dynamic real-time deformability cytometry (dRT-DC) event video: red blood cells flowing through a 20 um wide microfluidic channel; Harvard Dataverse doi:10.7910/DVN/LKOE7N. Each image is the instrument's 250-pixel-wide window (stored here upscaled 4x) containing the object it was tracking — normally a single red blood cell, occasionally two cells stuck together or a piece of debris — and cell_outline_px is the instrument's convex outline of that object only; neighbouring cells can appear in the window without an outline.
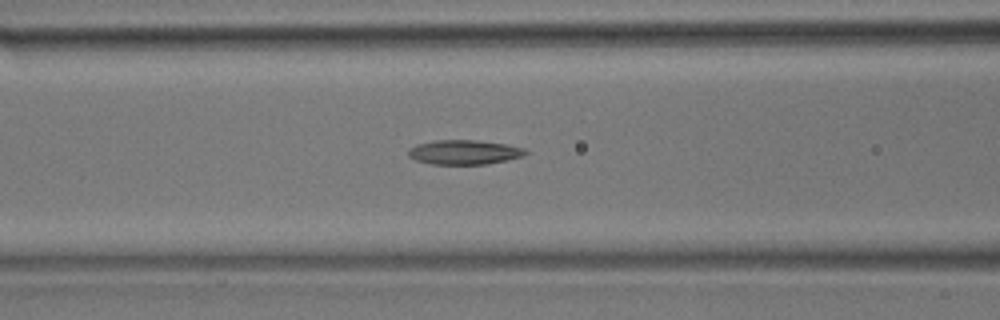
{"species": "common noctule bat (a hibernating species)", "species_latin": "Nyctalus noctula", "temperature_condition": "room temperature", "stored_images_in_passage": 41, "camera_frame_rate_fps": 3000, "um_per_image_px": 0.085, "animal": {"sex": "male", "body_mass_g": 17.9}, "frame": {"image": 1, "passage_image": 19, "time_ms": 6.0, "image_size_px": [1000, 320], "cell_outline_px": [[528, 152], [524, 156], [484, 164], [432, 164], [416, 160], [408, 156], [408, 148], [416, 144], [436, 140], [476, 140], [504, 144], [524, 148]], "centroid_in_image_um": [39.41, 12.93], "position_along_channel_um": 127.2, "area_um2": 16.59}}
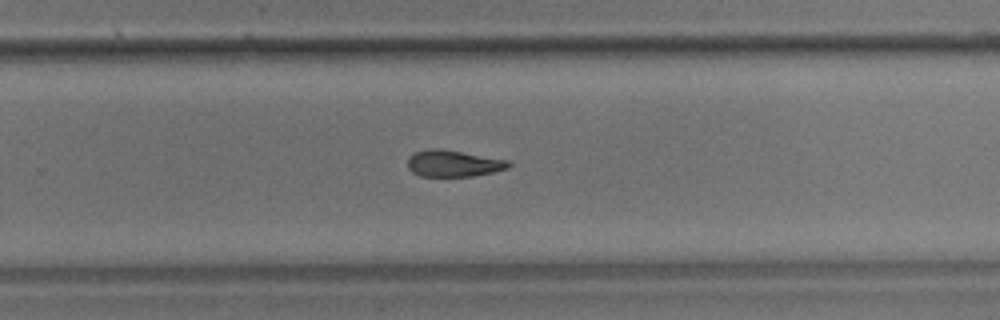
{"frame": {"image": 2, "passage_image": 31, "time_ms": 10.0, "image_size_px": [1000, 320], "cell_outline_px": [[512, 164], [508, 168], [492, 172], [472, 176], [420, 176], [412, 172], [408, 168], [408, 156], [416, 152], [432, 148], [436, 148], [508, 160]], "centroid_in_image_um": [38.52, 13.9], "position_along_channel_um": 291.3, "area_um2": 15.37}}
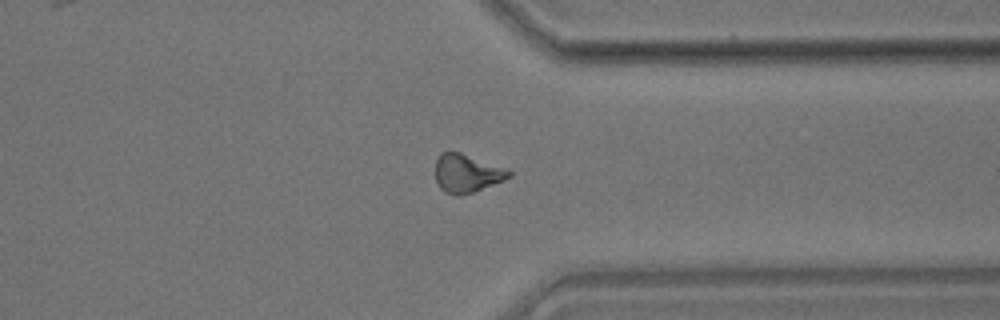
{"frame": {"image": 3, "passage_image": 37, "time_ms": 12.0, "image_size_px": [1000, 320], "cell_outline_px": [[512, 176], [504, 180], [472, 192], [460, 196], [456, 196], [444, 192], [440, 188], [436, 180], [436, 160], [440, 152], [460, 152], [504, 168], [512, 172]], "centroid_in_image_um": [39.65, 14.74], "position_along_channel_um": 371.7, "area_um2": 16.24}}